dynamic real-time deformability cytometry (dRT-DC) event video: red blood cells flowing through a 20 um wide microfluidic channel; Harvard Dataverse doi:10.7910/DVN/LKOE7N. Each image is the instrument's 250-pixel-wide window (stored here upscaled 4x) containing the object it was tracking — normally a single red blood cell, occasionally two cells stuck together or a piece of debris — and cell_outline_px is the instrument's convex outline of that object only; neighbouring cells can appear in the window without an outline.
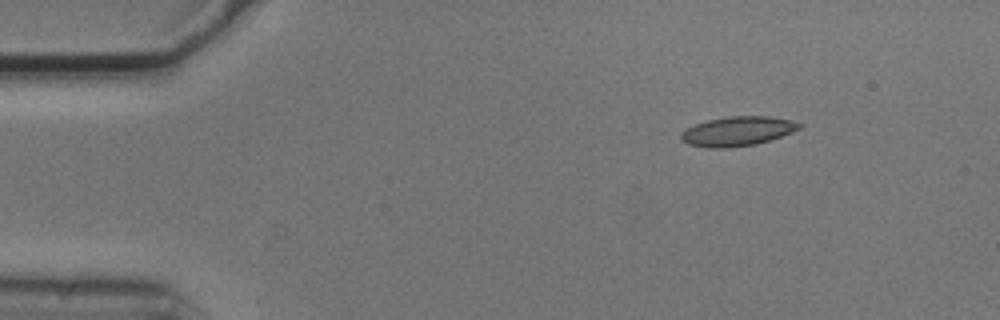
{"species": "common noctule bat (a hibernating species)", "species_latin": "Nyctalus noctula", "temperature_condition": "cold", "stored_images_in_passage": 5, "segment_of_instrument_passage": [2, 2], "camera_frame_rate_fps": 3000, "um_per_image_px": 0.085, "animal": {"sex": "male", "body_mass_g": 20.5, "forearm_length_mm": 52.5}, "frame": {"image": 1, "passage_image": 5, "time_ms": 1.333, "image_size_px": [1000, 320], "cell_outline_px": [[804, 124], [800, 128], [792, 132], [756, 144], [724, 148], [708, 148], [688, 144], [680, 140], [680, 132], [696, 124], [708, 120], [728, 116], [768, 116], [788, 120]], "centroid_in_image_um": [62.65, 11.16], "position_along_channel_um": 22.3, "area_um2": 20.11}}